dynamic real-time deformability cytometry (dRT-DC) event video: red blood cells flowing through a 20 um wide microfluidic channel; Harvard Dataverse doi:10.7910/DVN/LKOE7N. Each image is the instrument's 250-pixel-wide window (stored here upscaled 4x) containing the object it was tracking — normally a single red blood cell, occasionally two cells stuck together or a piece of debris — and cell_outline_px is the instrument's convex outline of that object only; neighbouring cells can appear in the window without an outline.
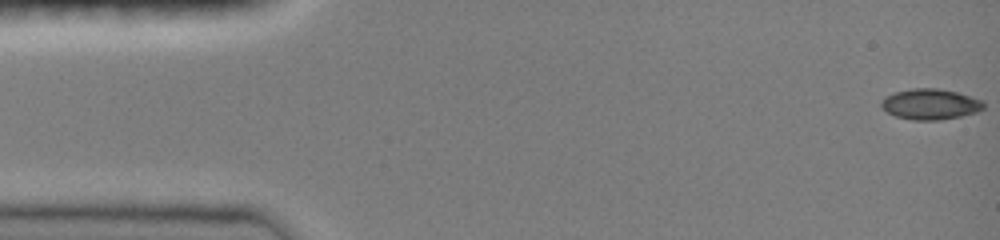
{"species": "common noctule bat (a hibernating species)", "species_latin": "Nyctalus noctula", "temperature_condition": "room temperature", "stored_images_in_passage": 47, "camera_frame_rate_fps": 3000, "um_per_image_px": 0.085, "animal": {"sex": "female", "body_mass_g": 19.0, "forearm_length_mm": 51.5}, "frame": {"image": 1, "passage_image": 1, "time_ms": 0.0, "image_size_px": [1000, 240], "cell_outline_px": [[984, 108], [976, 112], [960, 116], [940, 120], [912, 120], [896, 116], [888, 112], [880, 104], [880, 100], [884, 96], [892, 92], [912, 88], [936, 88], [956, 92], [984, 100]], "centroid_in_image_um": [79.05, 8.84], "position_along_channel_um": 5.9, "area_um2": 18.38}}
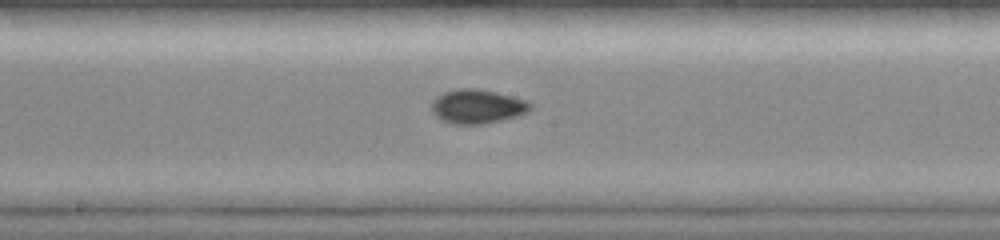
{"frame": {"image": 2, "passage_image": 25, "time_ms": 8.0, "image_size_px": [1000, 240], "cell_outline_px": [[532, 108], [528, 112], [516, 116], [484, 124], [456, 124], [444, 120], [436, 116], [432, 112], [432, 100], [436, 96], [444, 92], [456, 88], [476, 88], [496, 92], [528, 100], [532, 104]], "centroid_in_image_um": [40.58, 9.03], "position_along_channel_um": 207.6, "area_um2": 19.65}}
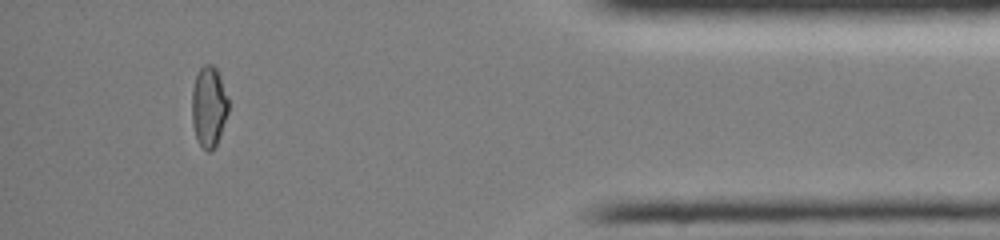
{"frame": {"image": 3, "passage_image": 43, "time_ms": 14.0, "image_size_px": [1000, 240], "cell_outline_px": [[228, 112], [216, 144], [208, 152], [200, 144], [196, 136], [192, 124], [192, 88], [196, 76], [200, 68], [204, 64], [212, 64], [216, 68], [220, 76], [228, 96]], "centroid_in_image_um": [17.74, 9.01], "position_along_channel_um": 417.5, "area_um2": 16.99}, "authors_computed_cell_mechanics": {"area_um2": 18.3226, "velocity_mm_per_s": 4.0995, "shape_relaxation_time_tau1_ms": null, "shape_relaxation_time_tau2_ms": 3.1104, "deformation_change_tau1": null, "deformation_change_tau2": 0.0428}}